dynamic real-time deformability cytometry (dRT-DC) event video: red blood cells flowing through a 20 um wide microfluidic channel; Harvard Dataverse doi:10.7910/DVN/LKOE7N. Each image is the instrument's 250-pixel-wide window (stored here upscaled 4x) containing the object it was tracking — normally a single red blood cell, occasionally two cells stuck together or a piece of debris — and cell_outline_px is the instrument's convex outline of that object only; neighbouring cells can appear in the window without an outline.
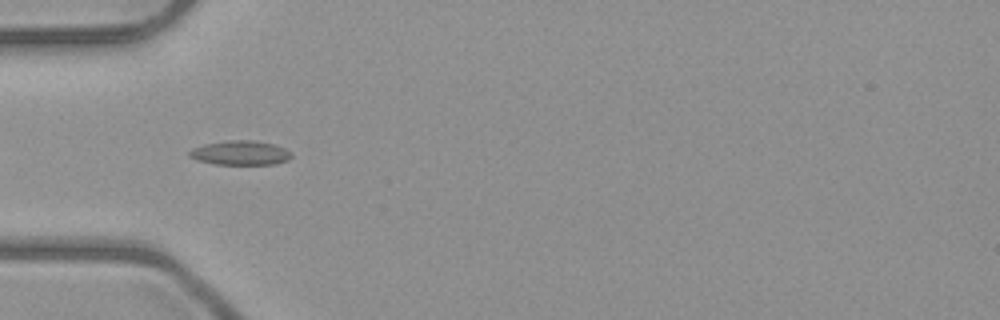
{"species": "common noctule bat (a hibernating species)", "species_latin": "Nyctalus noctula", "temperature_condition": "room temperature", "stored_images_in_passage": 3, "camera_frame_rate_fps": 3000, "um_per_image_px": 0.085, "animal": {"sex": "male", "body_mass_g": 23.1, "forearm_length_mm": 52.7}, "frame": {"image": 1, "passage_image": 1, "time_ms": 0.0, "image_size_px": [1000, 320], "cell_outline_px": [[292, 156], [288, 160], [272, 164], [216, 164], [196, 160], [188, 156], [188, 152], [192, 148], [204, 144], [228, 140], [252, 140], [276, 144], [292, 152]], "centroid_in_image_um": [20.42, 12.98], "position_along_channel_um": 64.6, "area_um2": 14.57}}
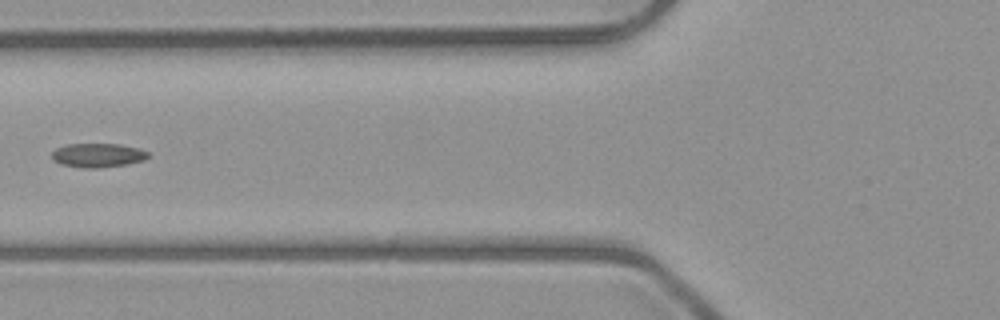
{"frame": {"image": 2, "passage_image": 2, "time_ms": 1.333, "image_size_px": [1000, 320], "cell_outline_px": [[148, 156], [144, 160], [128, 164], [96, 168], [84, 168], [60, 164], [52, 160], [52, 152], [56, 148], [68, 144], [120, 144], [136, 148], [148, 152]], "centroid_in_image_um": [8.28, 13.2], "position_along_channel_um": 117.5, "area_um2": 13.41}}
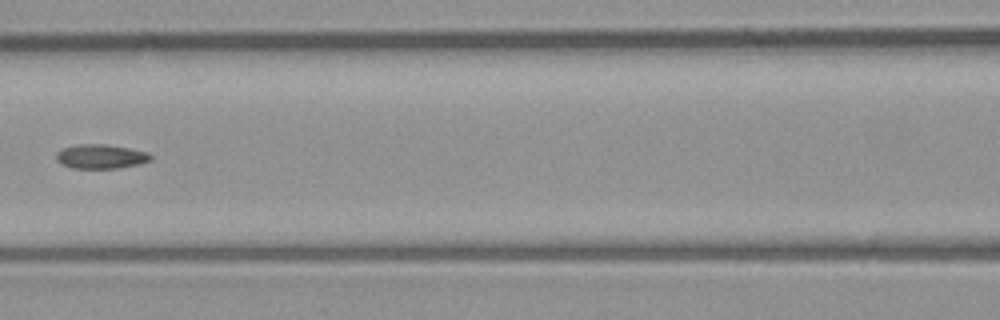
{"frame": {"image": 3, "passage_image": 3, "time_ms": 2.333, "image_size_px": [1000, 320], "cell_outline_px": [[152, 160], [136, 164], [116, 168], [72, 168], [56, 160], [56, 152], [64, 148], [80, 144], [104, 144], [128, 148], [148, 152], [152, 156]], "centroid_in_image_um": [8.57, 13.29], "position_along_channel_um": 158.0, "area_um2": 13.12}}